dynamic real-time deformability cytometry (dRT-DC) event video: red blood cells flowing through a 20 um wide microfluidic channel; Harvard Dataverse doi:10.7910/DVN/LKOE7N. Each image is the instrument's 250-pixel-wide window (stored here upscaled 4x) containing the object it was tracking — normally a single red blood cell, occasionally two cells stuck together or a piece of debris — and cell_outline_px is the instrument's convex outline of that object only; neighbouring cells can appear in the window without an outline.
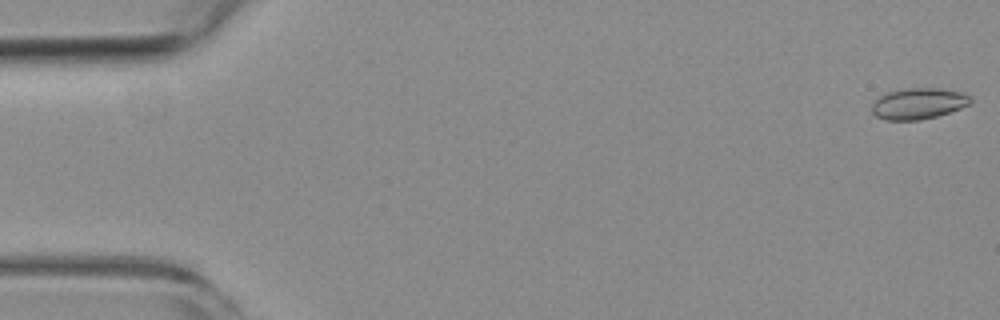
{"species": "common noctule bat (a hibernating species)", "species_latin": "Nyctalus noctula", "temperature_condition": "room temperature", "stored_images_in_passage": 11, "camera_frame_rate_fps": 3000, "um_per_image_px": 0.085, "animal": {"sex": "female", "body_mass_g": 19.3, "forearm_length_mm": 54.1}, "frame": {"image": 1, "passage_image": 1, "time_ms": 0.0, "image_size_px": [1000, 320], "cell_outline_px": [[972, 100], [968, 104], [960, 108], [936, 116], [920, 120], [888, 120], [876, 116], [872, 112], [872, 104], [880, 96], [888, 92], [908, 88], [940, 88], [964, 92], [972, 96]], "centroid_in_image_um": [78.09, 8.79], "position_along_channel_um": 6.9, "area_um2": 17.8}}
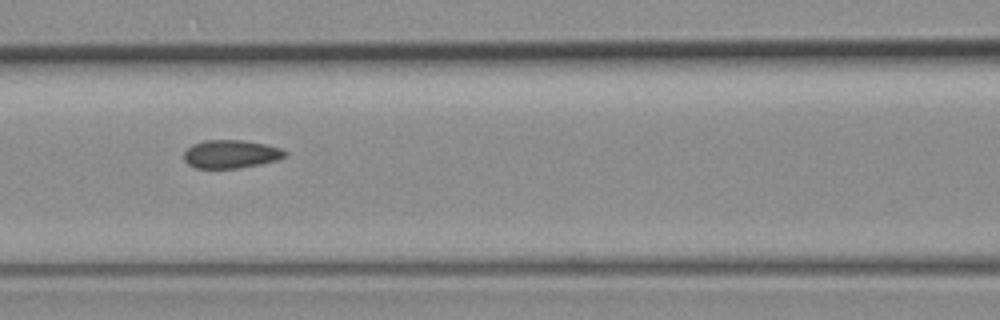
{"frame": {"image": 2, "passage_image": 7, "time_ms": 7.667, "image_size_px": [1000, 320], "cell_outline_px": [[288, 152], [284, 156], [276, 160], [260, 164], [236, 168], [196, 168], [188, 164], [184, 160], [184, 152], [192, 144], [204, 140], [244, 140], [264, 144], [280, 148]], "centroid_in_image_um": [19.59, 13.09], "position_along_channel_um": 147.0, "area_um2": 16.53}}
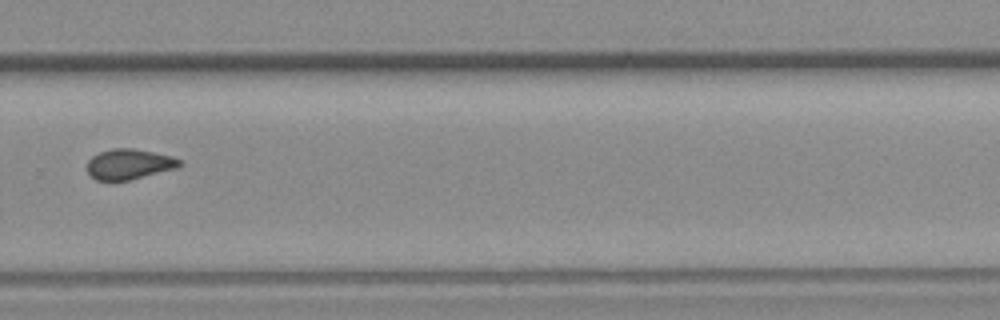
{"frame": {"image": 3, "passage_image": 11, "time_ms": 12.333, "image_size_px": [1000, 320], "cell_outline_px": [[184, 164], [176, 168], [128, 180], [96, 180], [88, 172], [88, 160], [92, 156], [100, 152], [112, 148], [132, 148], [172, 156], [180, 160]], "centroid_in_image_um": [10.98, 13.94], "position_along_channel_um": 318.8, "area_um2": 16.13}}